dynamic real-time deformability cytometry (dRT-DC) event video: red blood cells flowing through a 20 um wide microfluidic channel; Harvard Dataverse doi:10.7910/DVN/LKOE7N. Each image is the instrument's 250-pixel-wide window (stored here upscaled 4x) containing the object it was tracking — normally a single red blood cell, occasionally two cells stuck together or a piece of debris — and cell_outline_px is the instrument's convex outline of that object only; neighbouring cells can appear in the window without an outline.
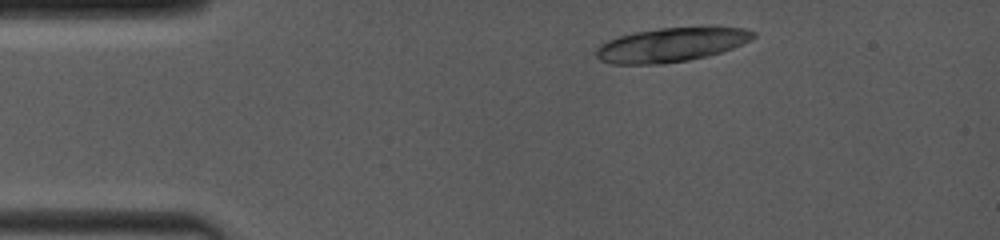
{"species": "common noctule bat (a hibernating species)", "species_latin": "Nyctalus noctula", "temperature_condition": "room temperature", "stored_images_in_passage": 3, "camera_frame_rate_fps": 4000, "um_per_image_px": 0.085, "animal": {"sex": "female", "body_mass_g": 19.0, "forearm_length_mm": 53.3}, "frame": {"image": 1, "passage_image": 2, "time_ms": 1.0, "image_size_px": [1000, 240], "cell_outline_px": [[756, 36], [752, 40], [732, 48], [708, 56], [688, 60], [660, 64], [612, 64], [600, 60], [596, 56], [596, 48], [600, 44], [608, 40], [620, 36], [636, 32], [660, 28], [708, 24], [716, 24], [744, 28], [756, 32]], "centroid_in_image_um": [57.15, 3.76], "position_along_channel_um": 27.8, "area_um2": 32.19}}